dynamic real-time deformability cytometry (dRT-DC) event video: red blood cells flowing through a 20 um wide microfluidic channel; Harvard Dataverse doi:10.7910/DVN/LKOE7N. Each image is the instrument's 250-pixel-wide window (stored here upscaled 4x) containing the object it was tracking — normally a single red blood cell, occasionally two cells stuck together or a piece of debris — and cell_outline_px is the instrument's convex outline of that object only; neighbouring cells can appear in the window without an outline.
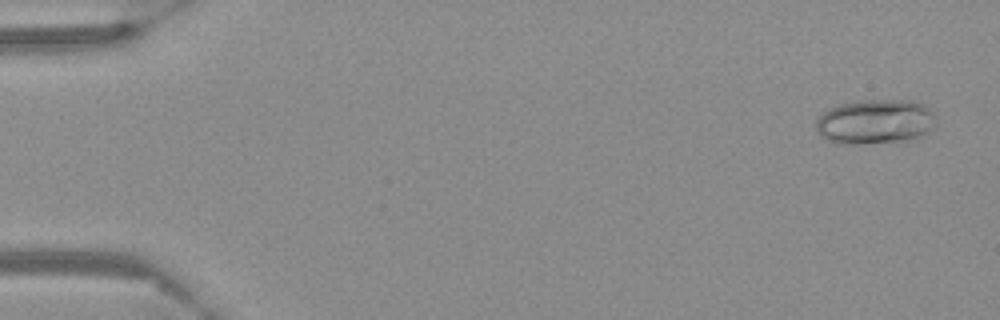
{"species": "Egyptian fruit bat (a non-hibernating species)", "species_latin": "Rousettus aegyptiacus", "temperature_condition": "warm", "stored_images_in_passage": 57, "camera_frame_rate_fps": 3000, "um_per_image_px": 0.085, "frame": {"image": 1, "passage_image": 3, "time_ms": 0.667, "image_size_px": [1000, 320], "cell_outline_px": [[936, 124], [920, 140], [860, 144], [836, 144], [820, 136], [816, 128], [816, 120], [828, 108], [840, 104], [860, 100], [912, 100], [924, 104], [936, 112]], "centroid_in_image_um": [74.46, 10.36], "position_along_channel_um": 10.5, "area_um2": 32.19}}
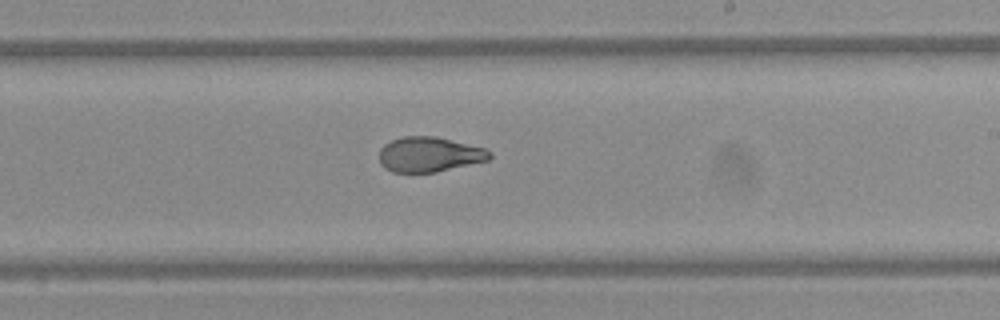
{"frame": {"image": 2, "passage_image": 35, "time_ms": 11.333, "image_size_px": [1000, 320], "cell_outline_px": [[492, 156], [488, 160], [436, 172], [392, 172], [384, 168], [380, 164], [380, 148], [384, 144], [392, 140], [404, 136], [432, 136], [484, 148], [492, 152]], "centroid_in_image_um": [36.46, 13.13], "position_along_channel_um": 252.5, "area_um2": 22.31}}
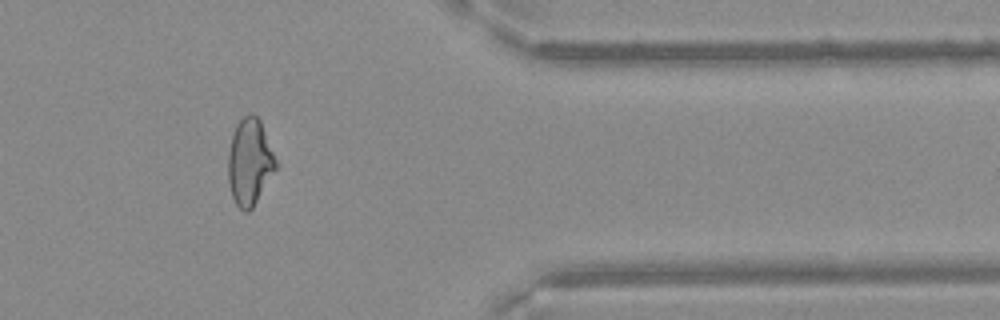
{"frame": {"image": 3, "passage_image": 48, "time_ms": 15.667, "image_size_px": [1000, 320], "cell_outline_px": [[280, 164], [252, 208], [248, 212], [244, 212], [236, 204], [232, 196], [228, 180], [228, 152], [232, 136], [236, 124], [248, 112], [252, 112], [260, 120]], "centroid_in_image_um": [21.25, 13.75], "position_along_channel_um": 390.1, "area_um2": 24.45}}